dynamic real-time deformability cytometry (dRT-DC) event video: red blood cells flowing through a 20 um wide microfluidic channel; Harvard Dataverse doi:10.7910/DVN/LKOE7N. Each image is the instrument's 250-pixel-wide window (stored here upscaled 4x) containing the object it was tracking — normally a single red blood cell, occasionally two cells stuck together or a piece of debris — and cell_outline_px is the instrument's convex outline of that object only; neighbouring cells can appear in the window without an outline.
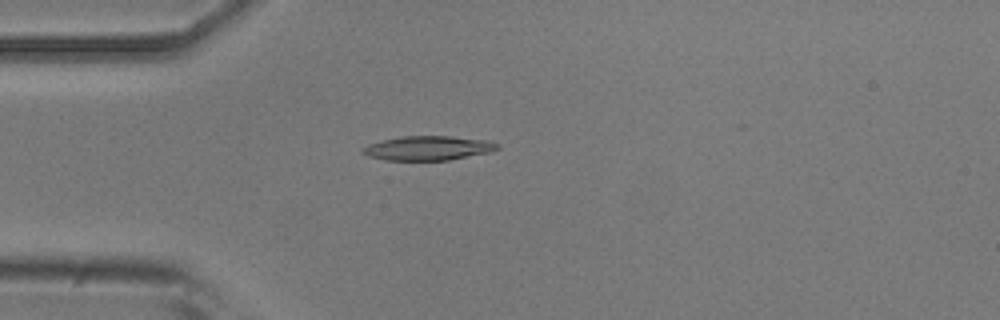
{"species": "common noctule bat (a hibernating species)", "species_latin": "Nyctalus noctula", "temperature_condition": "room temperature", "stored_images_in_passage": 8, "camera_frame_rate_fps": 3000, "um_per_image_px": 0.085, "animal": {"sex": "male", "body_mass_g": 20.5, "forearm_length_mm": 52.5}, "frame": {"image": 1, "passage_image": 5, "time_ms": 1.333, "image_size_px": [1000, 320], "cell_outline_px": [[500, 148], [488, 152], [448, 160], [384, 160], [368, 156], [360, 152], [360, 148], [368, 144], [380, 140], [400, 136], [452, 136], [488, 140], [500, 144]], "centroid_in_image_um": [36.34, 12.58], "position_along_channel_um": 48.7, "area_um2": 19.25}}